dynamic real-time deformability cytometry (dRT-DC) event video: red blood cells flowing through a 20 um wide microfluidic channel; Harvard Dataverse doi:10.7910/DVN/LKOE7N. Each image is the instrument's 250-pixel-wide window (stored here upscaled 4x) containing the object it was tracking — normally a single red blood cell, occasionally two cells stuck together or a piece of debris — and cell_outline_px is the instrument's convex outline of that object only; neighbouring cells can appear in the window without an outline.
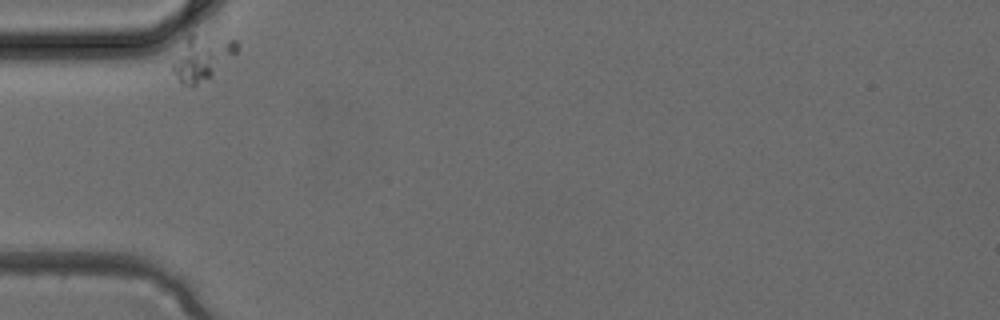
{"species": "common noctule bat (a hibernating species)", "species_latin": "Nyctalus noctula", "temperature_condition": "cold", "stored_images_in_passage": 7, "camera_frame_rate_fps": 3000, "um_per_image_px": 0.085, "animal": {"sex": "female", "body_mass_g": 24.6, "forearm_length_mm": 56.2}, "frame": {"image": 1, "passage_image": 4, "time_ms": 1.0, "image_size_px": [1000, 320], "cell_outline_px": [[240, 48], [212, 76], [192, 88], [180, 84], [172, 68], [172, 64], [188, 36], [192, 32], [236, 40]], "centroid_in_image_um": [17.19, 4.92], "position_along_channel_um": 67.8, "area_um2": 16.76}}
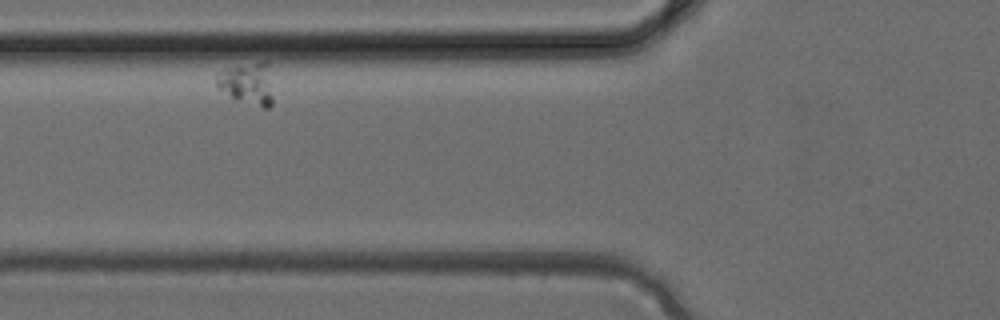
{"frame": {"image": 2, "passage_image": 5, "time_ms": 1.333, "image_size_px": [1000, 320], "cell_outline_px": [[272, 104], [268, 108], [264, 108], [232, 96], [216, 88], [216, 72], [224, 68], [264, 60], [268, 60], [272, 96]], "centroid_in_image_um": [21.02, 7.04], "position_along_channel_um": 104.8, "area_um2": 13.87}}
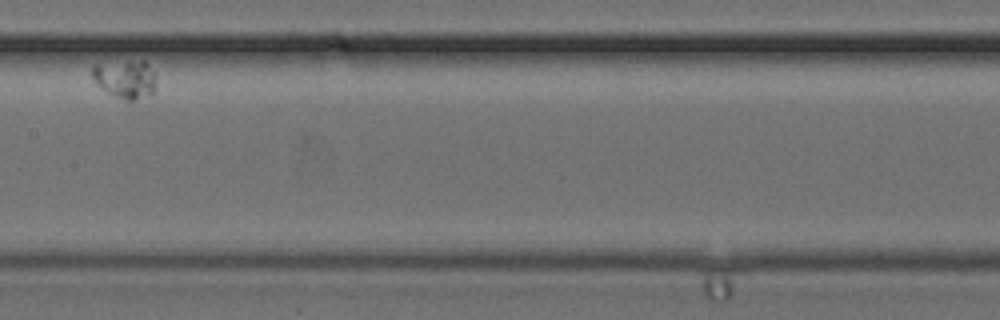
{"frame": {"image": 3, "passage_image": 7, "time_ms": 2.0, "image_size_px": [1000, 320], "cell_outline_px": [[156, 88], [148, 96], [136, 100], [124, 100], [108, 92], [92, 76], [92, 68], [96, 64], [140, 60], [144, 60], [148, 64], [156, 76]], "centroid_in_image_um": [10.73, 6.71], "position_along_channel_um": 196.7, "area_um2": 14.1}}